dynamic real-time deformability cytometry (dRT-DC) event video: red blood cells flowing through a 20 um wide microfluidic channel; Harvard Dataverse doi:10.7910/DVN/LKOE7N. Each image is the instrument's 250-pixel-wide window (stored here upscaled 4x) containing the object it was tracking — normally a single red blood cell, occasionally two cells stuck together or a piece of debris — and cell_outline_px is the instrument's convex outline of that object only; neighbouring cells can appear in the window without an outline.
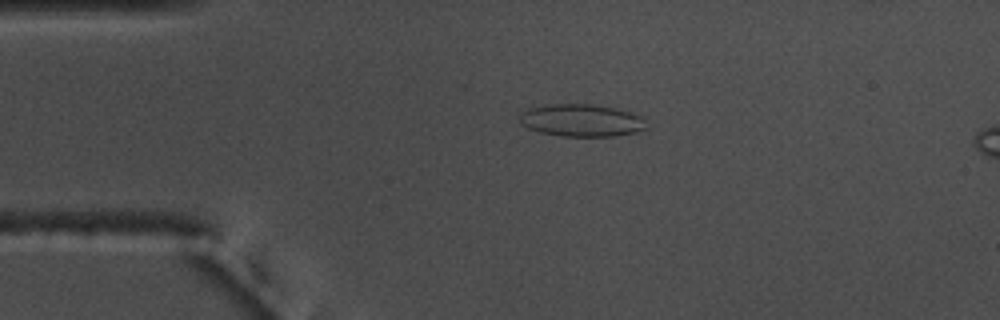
{"species": "common noctule bat (a hibernating species)", "species_latin": "Nyctalus noctula", "temperature_condition": "warm", "stored_images_in_passage": 52, "camera_frame_rate_fps": 3000, "um_per_image_px": 0.085, "animal": {"sex": "male", "body_mass_g": 17.5, "forearm_length_mm": 52.3}, "frame": {"image": 1, "passage_image": 12, "time_ms": 3.667, "image_size_px": [1000, 320], "cell_outline_px": [[648, 116], [644, 128], [636, 132], [616, 136], [560, 136], [540, 132], [528, 128], [520, 124], [516, 116], [520, 112], [528, 108], [552, 104], [592, 104], [632, 112]], "centroid_in_image_um": [49.41, 10.23], "position_along_channel_um": 35.6, "area_um2": 24.33}}
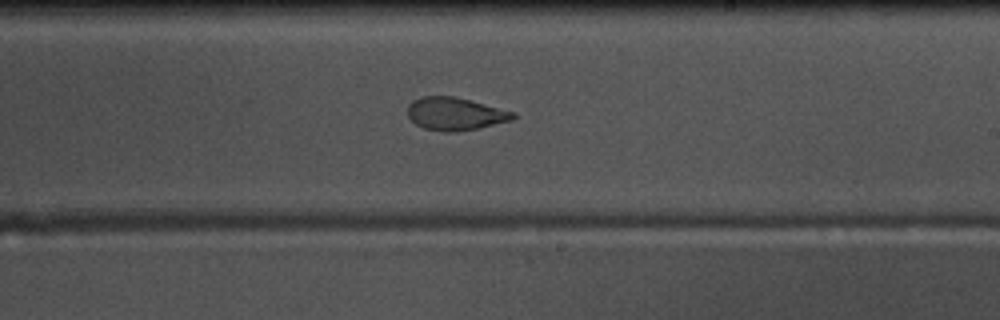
{"frame": {"image": 2, "passage_image": 32, "time_ms": 10.333, "image_size_px": [1000, 320], "cell_outline_px": [[516, 116], [512, 120], [480, 128], [456, 132], [440, 132], [424, 128], [416, 124], [408, 116], [408, 104], [412, 100], [420, 96], [456, 96], [516, 112]], "centroid_in_image_um": [38.69, 9.67], "position_along_channel_um": 250.3, "area_um2": 20.46}}
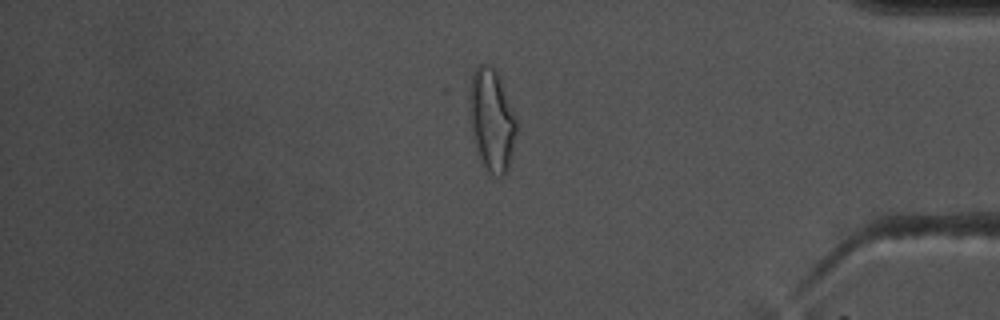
{"frame": {"image": 3, "passage_image": 46, "time_ms": 15.0, "image_size_px": [1000, 320], "cell_outline_px": [[516, 132], [508, 168], [504, 176], [500, 176], [488, 172], [484, 168], [476, 152], [472, 132], [472, 76], [476, 68], [480, 64], [488, 64], [496, 68], [516, 120]], "centroid_in_image_um": [41.82, 10.25], "position_along_channel_um": 393.4, "area_um2": 26.99}}